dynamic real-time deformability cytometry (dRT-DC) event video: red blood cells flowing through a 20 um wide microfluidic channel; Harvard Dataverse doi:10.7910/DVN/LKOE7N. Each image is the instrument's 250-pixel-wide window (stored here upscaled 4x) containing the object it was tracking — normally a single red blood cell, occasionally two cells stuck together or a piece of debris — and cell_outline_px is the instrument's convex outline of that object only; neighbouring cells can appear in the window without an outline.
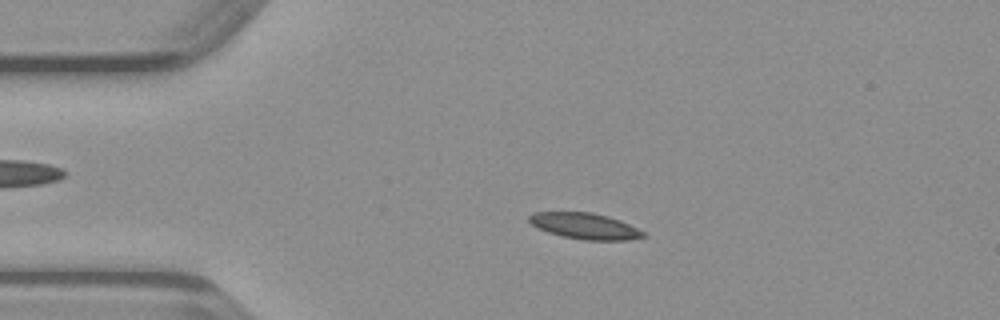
{"species": "common noctule bat (a hibernating species)", "species_latin": "Nyctalus noctula", "temperature_condition": "warm", "stored_images_in_passage": 41, "camera_frame_rate_fps": 3000, "um_per_image_px": 0.085, "animal": {"sex": "male", "body_mass_g": 23.1, "forearm_length_mm": 52.7}, "frame": {"image": 1, "passage_image": 3, "time_ms": 0.667, "image_size_px": [1000, 320], "cell_outline_px": [[648, 236], [628, 240], [584, 240], [564, 236], [548, 232], [536, 228], [528, 220], [528, 216], [532, 212], [592, 212], [608, 216], [620, 220], [644, 232]], "centroid_in_image_um": [49.7, 19.21], "position_along_channel_um": 35.3, "area_um2": 17.34}}
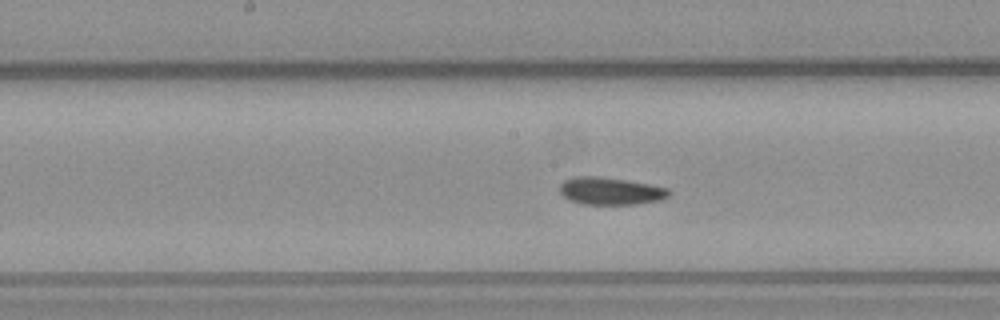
{"frame": {"image": 2, "passage_image": 17, "time_ms": 5.333, "image_size_px": [1000, 320], "cell_outline_px": [[672, 192], [668, 196], [660, 200], [636, 204], [584, 204], [568, 200], [560, 192], [560, 184], [564, 180], [572, 176], [596, 176], [628, 180], [668, 188]], "centroid_in_image_um": [51.88, 16.23], "position_along_channel_um": 196.3, "area_um2": 17.51}}
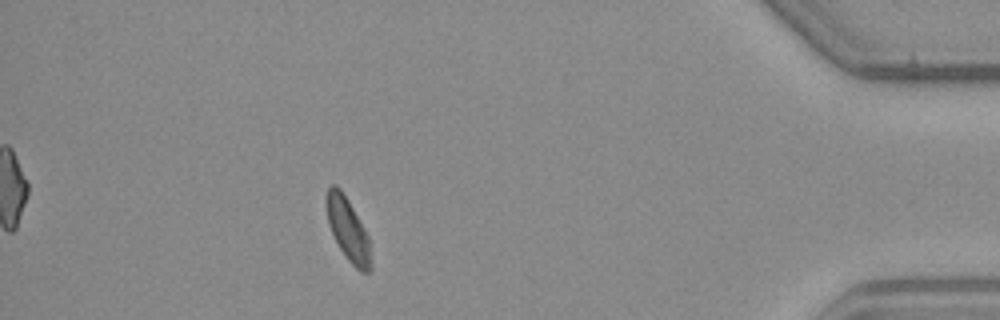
{"frame": {"image": 3, "passage_image": 36, "time_ms": 11.667, "image_size_px": [1000, 320], "cell_outline_px": [[372, 268], [368, 272], [360, 272], [348, 260], [340, 248], [328, 224], [324, 200], [328, 188], [332, 184], [336, 184], [340, 188], [348, 200], [364, 228], [368, 236], [372, 264]], "centroid_in_image_um": [29.56, 19.49], "position_along_channel_um": 405.6, "area_um2": 16.3}}